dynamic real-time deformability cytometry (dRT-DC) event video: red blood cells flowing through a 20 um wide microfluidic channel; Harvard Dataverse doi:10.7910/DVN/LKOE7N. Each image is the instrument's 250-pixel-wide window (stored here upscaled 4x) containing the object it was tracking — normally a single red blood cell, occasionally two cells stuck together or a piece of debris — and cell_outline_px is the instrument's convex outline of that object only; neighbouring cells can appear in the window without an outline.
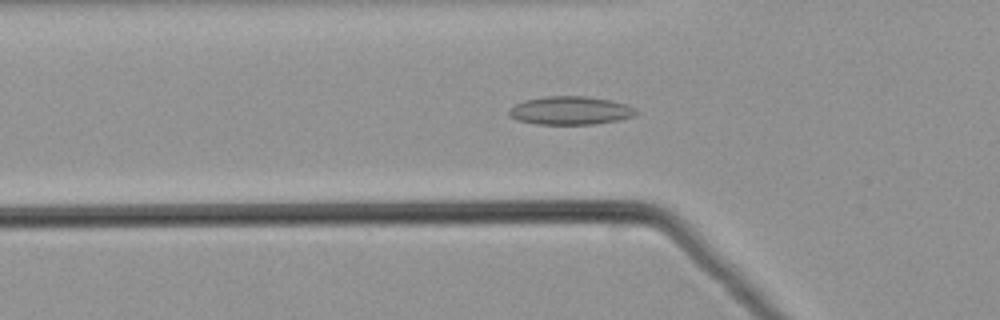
{"species": "common noctule bat (a hibernating species)", "species_latin": "Nyctalus noctula", "temperature_condition": "warm", "stored_images_in_passage": 51, "camera_frame_rate_fps": 3000, "um_per_image_px": 0.085, "animal": {"sex": "male", "body_mass_g": 21.5, "forearm_length_mm": 52.0}, "frame": {"image": 1, "passage_image": 18, "time_ms": 5.667, "image_size_px": [1000, 320], "cell_outline_px": [[636, 112], [632, 116], [620, 120], [596, 124], [536, 124], [516, 120], [508, 116], [508, 108], [524, 100], [544, 96], [588, 96], [612, 100], [628, 104], [636, 108]], "centroid_in_image_um": [48.46, 9.39], "position_along_channel_um": 77.3, "area_um2": 21.27}}
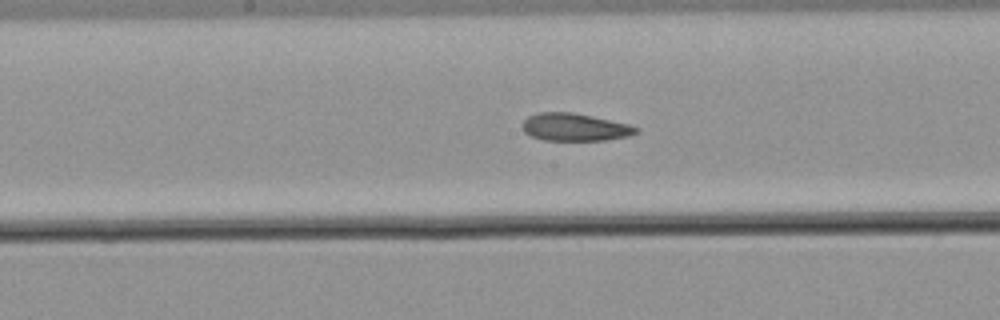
{"frame": {"image": 2, "passage_image": 27, "time_ms": 8.667, "image_size_px": [1000, 320], "cell_outline_px": [[640, 132], [628, 136], [604, 140], [544, 140], [528, 136], [524, 132], [524, 120], [528, 116], [540, 112], [572, 112], [592, 116], [628, 124], [640, 128]], "centroid_in_image_um": [48.86, 10.81], "position_along_channel_um": 199.3, "area_um2": 18.26}}
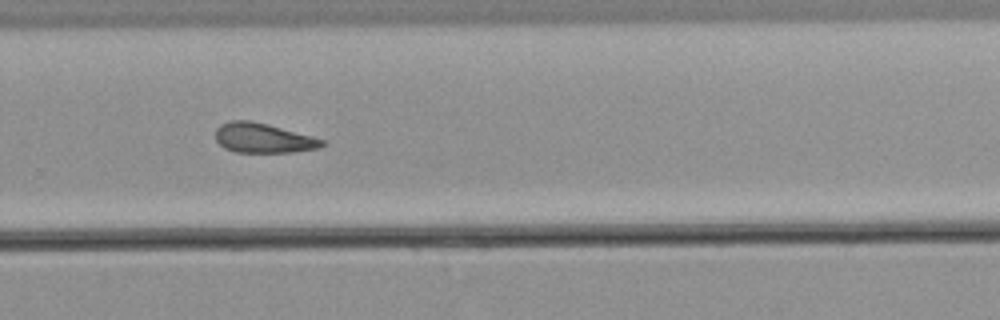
{"frame": {"image": 3, "passage_image": 35, "time_ms": 11.333, "image_size_px": [1000, 320], "cell_outline_px": [[324, 144], [320, 148], [292, 152], [236, 152], [224, 148], [216, 140], [216, 128], [220, 124], [232, 120], [252, 120], [268, 124], [312, 136], [324, 140]], "centroid_in_image_um": [22.36, 11.73], "position_along_channel_um": 307.4, "area_um2": 18.44}}